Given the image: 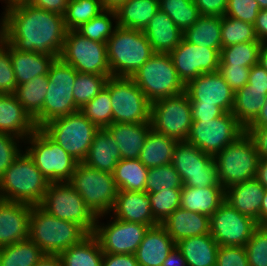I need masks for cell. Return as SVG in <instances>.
Here are the masks:
<instances>
[{"instance_id": "obj_58", "label": "cell", "mask_w": 267, "mask_h": 266, "mask_svg": "<svg viewBox=\"0 0 267 266\" xmlns=\"http://www.w3.org/2000/svg\"><path fill=\"white\" fill-rule=\"evenodd\" d=\"M225 112L216 105H191L193 121H203L220 117Z\"/></svg>"}, {"instance_id": "obj_13", "label": "cell", "mask_w": 267, "mask_h": 266, "mask_svg": "<svg viewBox=\"0 0 267 266\" xmlns=\"http://www.w3.org/2000/svg\"><path fill=\"white\" fill-rule=\"evenodd\" d=\"M245 133V128L231 112L212 120L193 121L186 142L205 154L215 156Z\"/></svg>"}, {"instance_id": "obj_45", "label": "cell", "mask_w": 267, "mask_h": 266, "mask_svg": "<svg viewBox=\"0 0 267 266\" xmlns=\"http://www.w3.org/2000/svg\"><path fill=\"white\" fill-rule=\"evenodd\" d=\"M222 48L245 42H260L253 24L222 16Z\"/></svg>"}, {"instance_id": "obj_10", "label": "cell", "mask_w": 267, "mask_h": 266, "mask_svg": "<svg viewBox=\"0 0 267 266\" xmlns=\"http://www.w3.org/2000/svg\"><path fill=\"white\" fill-rule=\"evenodd\" d=\"M77 71L60 57L55 58L48 71V91L42 108V126L51 120L75 113L80 109L73 97Z\"/></svg>"}, {"instance_id": "obj_2", "label": "cell", "mask_w": 267, "mask_h": 266, "mask_svg": "<svg viewBox=\"0 0 267 266\" xmlns=\"http://www.w3.org/2000/svg\"><path fill=\"white\" fill-rule=\"evenodd\" d=\"M49 184L33 159L22 151L0 177V199L37 206Z\"/></svg>"}, {"instance_id": "obj_55", "label": "cell", "mask_w": 267, "mask_h": 266, "mask_svg": "<svg viewBox=\"0 0 267 266\" xmlns=\"http://www.w3.org/2000/svg\"><path fill=\"white\" fill-rule=\"evenodd\" d=\"M251 67L219 66V72L234 92L243 88L249 79Z\"/></svg>"}, {"instance_id": "obj_5", "label": "cell", "mask_w": 267, "mask_h": 266, "mask_svg": "<svg viewBox=\"0 0 267 266\" xmlns=\"http://www.w3.org/2000/svg\"><path fill=\"white\" fill-rule=\"evenodd\" d=\"M69 184L96 216L111 212L118 194L113 174L77 163Z\"/></svg>"}, {"instance_id": "obj_60", "label": "cell", "mask_w": 267, "mask_h": 266, "mask_svg": "<svg viewBox=\"0 0 267 266\" xmlns=\"http://www.w3.org/2000/svg\"><path fill=\"white\" fill-rule=\"evenodd\" d=\"M102 266H139L135 254L104 253Z\"/></svg>"}, {"instance_id": "obj_64", "label": "cell", "mask_w": 267, "mask_h": 266, "mask_svg": "<svg viewBox=\"0 0 267 266\" xmlns=\"http://www.w3.org/2000/svg\"><path fill=\"white\" fill-rule=\"evenodd\" d=\"M255 178L267 189V159H259Z\"/></svg>"}, {"instance_id": "obj_24", "label": "cell", "mask_w": 267, "mask_h": 266, "mask_svg": "<svg viewBox=\"0 0 267 266\" xmlns=\"http://www.w3.org/2000/svg\"><path fill=\"white\" fill-rule=\"evenodd\" d=\"M265 190L254 178L225 189V201L259 225V212Z\"/></svg>"}, {"instance_id": "obj_47", "label": "cell", "mask_w": 267, "mask_h": 266, "mask_svg": "<svg viewBox=\"0 0 267 266\" xmlns=\"http://www.w3.org/2000/svg\"><path fill=\"white\" fill-rule=\"evenodd\" d=\"M107 79L103 75L77 72L73 88L76 106L81 109L92 100L105 87Z\"/></svg>"}, {"instance_id": "obj_41", "label": "cell", "mask_w": 267, "mask_h": 266, "mask_svg": "<svg viewBox=\"0 0 267 266\" xmlns=\"http://www.w3.org/2000/svg\"><path fill=\"white\" fill-rule=\"evenodd\" d=\"M112 102L109 94V78L105 87L79 111L99 129L112 124Z\"/></svg>"}, {"instance_id": "obj_19", "label": "cell", "mask_w": 267, "mask_h": 266, "mask_svg": "<svg viewBox=\"0 0 267 266\" xmlns=\"http://www.w3.org/2000/svg\"><path fill=\"white\" fill-rule=\"evenodd\" d=\"M220 51L189 43L182 38L169 55L179 79L186 85L201 74L219 71Z\"/></svg>"}, {"instance_id": "obj_49", "label": "cell", "mask_w": 267, "mask_h": 266, "mask_svg": "<svg viewBox=\"0 0 267 266\" xmlns=\"http://www.w3.org/2000/svg\"><path fill=\"white\" fill-rule=\"evenodd\" d=\"M151 210L154 219L161 224L181 204V189H165L156 193H149Z\"/></svg>"}, {"instance_id": "obj_65", "label": "cell", "mask_w": 267, "mask_h": 266, "mask_svg": "<svg viewBox=\"0 0 267 266\" xmlns=\"http://www.w3.org/2000/svg\"><path fill=\"white\" fill-rule=\"evenodd\" d=\"M247 127H267V96L258 116Z\"/></svg>"}, {"instance_id": "obj_4", "label": "cell", "mask_w": 267, "mask_h": 266, "mask_svg": "<svg viewBox=\"0 0 267 266\" xmlns=\"http://www.w3.org/2000/svg\"><path fill=\"white\" fill-rule=\"evenodd\" d=\"M112 77L131 78L154 54L143 30L117 26L106 42Z\"/></svg>"}, {"instance_id": "obj_21", "label": "cell", "mask_w": 267, "mask_h": 266, "mask_svg": "<svg viewBox=\"0 0 267 266\" xmlns=\"http://www.w3.org/2000/svg\"><path fill=\"white\" fill-rule=\"evenodd\" d=\"M31 207L0 199V248L28 239Z\"/></svg>"}, {"instance_id": "obj_35", "label": "cell", "mask_w": 267, "mask_h": 266, "mask_svg": "<svg viewBox=\"0 0 267 266\" xmlns=\"http://www.w3.org/2000/svg\"><path fill=\"white\" fill-rule=\"evenodd\" d=\"M177 143L176 139L151 129L145 139L139 160L148 169L170 164Z\"/></svg>"}, {"instance_id": "obj_61", "label": "cell", "mask_w": 267, "mask_h": 266, "mask_svg": "<svg viewBox=\"0 0 267 266\" xmlns=\"http://www.w3.org/2000/svg\"><path fill=\"white\" fill-rule=\"evenodd\" d=\"M69 0H28L31 6L64 16Z\"/></svg>"}, {"instance_id": "obj_26", "label": "cell", "mask_w": 267, "mask_h": 266, "mask_svg": "<svg viewBox=\"0 0 267 266\" xmlns=\"http://www.w3.org/2000/svg\"><path fill=\"white\" fill-rule=\"evenodd\" d=\"M31 116L14 94H7L0 102V133H8L22 141L36 130Z\"/></svg>"}, {"instance_id": "obj_25", "label": "cell", "mask_w": 267, "mask_h": 266, "mask_svg": "<svg viewBox=\"0 0 267 266\" xmlns=\"http://www.w3.org/2000/svg\"><path fill=\"white\" fill-rule=\"evenodd\" d=\"M176 243L159 224L146 232L138 246L135 257L139 266H162Z\"/></svg>"}, {"instance_id": "obj_69", "label": "cell", "mask_w": 267, "mask_h": 266, "mask_svg": "<svg viewBox=\"0 0 267 266\" xmlns=\"http://www.w3.org/2000/svg\"><path fill=\"white\" fill-rule=\"evenodd\" d=\"M104 9L116 10L126 0H100Z\"/></svg>"}, {"instance_id": "obj_23", "label": "cell", "mask_w": 267, "mask_h": 266, "mask_svg": "<svg viewBox=\"0 0 267 266\" xmlns=\"http://www.w3.org/2000/svg\"><path fill=\"white\" fill-rule=\"evenodd\" d=\"M175 243L180 240L210 234V217L177 208L160 224Z\"/></svg>"}, {"instance_id": "obj_36", "label": "cell", "mask_w": 267, "mask_h": 266, "mask_svg": "<svg viewBox=\"0 0 267 266\" xmlns=\"http://www.w3.org/2000/svg\"><path fill=\"white\" fill-rule=\"evenodd\" d=\"M222 17L201 15L184 33L183 38L189 43L221 50Z\"/></svg>"}, {"instance_id": "obj_56", "label": "cell", "mask_w": 267, "mask_h": 266, "mask_svg": "<svg viewBox=\"0 0 267 266\" xmlns=\"http://www.w3.org/2000/svg\"><path fill=\"white\" fill-rule=\"evenodd\" d=\"M245 132L252 139L260 159H267V127H246Z\"/></svg>"}, {"instance_id": "obj_46", "label": "cell", "mask_w": 267, "mask_h": 266, "mask_svg": "<svg viewBox=\"0 0 267 266\" xmlns=\"http://www.w3.org/2000/svg\"><path fill=\"white\" fill-rule=\"evenodd\" d=\"M113 20H117L115 10L105 9L87 23L82 24L76 31L83 37L96 42L106 43L117 27L116 21L113 24Z\"/></svg>"}, {"instance_id": "obj_68", "label": "cell", "mask_w": 267, "mask_h": 266, "mask_svg": "<svg viewBox=\"0 0 267 266\" xmlns=\"http://www.w3.org/2000/svg\"><path fill=\"white\" fill-rule=\"evenodd\" d=\"M258 65L267 71V42H263L258 55Z\"/></svg>"}, {"instance_id": "obj_59", "label": "cell", "mask_w": 267, "mask_h": 266, "mask_svg": "<svg viewBox=\"0 0 267 266\" xmlns=\"http://www.w3.org/2000/svg\"><path fill=\"white\" fill-rule=\"evenodd\" d=\"M247 84L249 89L265 90V96H267V71L258 64L253 65Z\"/></svg>"}, {"instance_id": "obj_27", "label": "cell", "mask_w": 267, "mask_h": 266, "mask_svg": "<svg viewBox=\"0 0 267 266\" xmlns=\"http://www.w3.org/2000/svg\"><path fill=\"white\" fill-rule=\"evenodd\" d=\"M117 142L121 159H139L145 139L151 131L148 123H112L105 128Z\"/></svg>"}, {"instance_id": "obj_30", "label": "cell", "mask_w": 267, "mask_h": 266, "mask_svg": "<svg viewBox=\"0 0 267 266\" xmlns=\"http://www.w3.org/2000/svg\"><path fill=\"white\" fill-rule=\"evenodd\" d=\"M9 55L17 85L29 82L37 76L48 75L49 67L55 60L53 55L19 51L11 44H9Z\"/></svg>"}, {"instance_id": "obj_72", "label": "cell", "mask_w": 267, "mask_h": 266, "mask_svg": "<svg viewBox=\"0 0 267 266\" xmlns=\"http://www.w3.org/2000/svg\"><path fill=\"white\" fill-rule=\"evenodd\" d=\"M7 95L6 92L0 91V102L2 101V99Z\"/></svg>"}, {"instance_id": "obj_44", "label": "cell", "mask_w": 267, "mask_h": 266, "mask_svg": "<svg viewBox=\"0 0 267 266\" xmlns=\"http://www.w3.org/2000/svg\"><path fill=\"white\" fill-rule=\"evenodd\" d=\"M100 0H69L64 14L67 31L76 30L104 11Z\"/></svg>"}, {"instance_id": "obj_50", "label": "cell", "mask_w": 267, "mask_h": 266, "mask_svg": "<svg viewBox=\"0 0 267 266\" xmlns=\"http://www.w3.org/2000/svg\"><path fill=\"white\" fill-rule=\"evenodd\" d=\"M249 266H267V225H258L245 245Z\"/></svg>"}, {"instance_id": "obj_39", "label": "cell", "mask_w": 267, "mask_h": 266, "mask_svg": "<svg viewBox=\"0 0 267 266\" xmlns=\"http://www.w3.org/2000/svg\"><path fill=\"white\" fill-rule=\"evenodd\" d=\"M148 170L139 159H121L113 172L118 190L145 191Z\"/></svg>"}, {"instance_id": "obj_42", "label": "cell", "mask_w": 267, "mask_h": 266, "mask_svg": "<svg viewBox=\"0 0 267 266\" xmlns=\"http://www.w3.org/2000/svg\"><path fill=\"white\" fill-rule=\"evenodd\" d=\"M159 8L183 33L201 16L193 0H159Z\"/></svg>"}, {"instance_id": "obj_37", "label": "cell", "mask_w": 267, "mask_h": 266, "mask_svg": "<svg viewBox=\"0 0 267 266\" xmlns=\"http://www.w3.org/2000/svg\"><path fill=\"white\" fill-rule=\"evenodd\" d=\"M103 251L93 234L59 254L63 266H102Z\"/></svg>"}, {"instance_id": "obj_51", "label": "cell", "mask_w": 267, "mask_h": 266, "mask_svg": "<svg viewBox=\"0 0 267 266\" xmlns=\"http://www.w3.org/2000/svg\"><path fill=\"white\" fill-rule=\"evenodd\" d=\"M17 88L9 43L0 35V91L14 94Z\"/></svg>"}, {"instance_id": "obj_53", "label": "cell", "mask_w": 267, "mask_h": 266, "mask_svg": "<svg viewBox=\"0 0 267 266\" xmlns=\"http://www.w3.org/2000/svg\"><path fill=\"white\" fill-rule=\"evenodd\" d=\"M19 140L14 135L0 133V177L23 151L19 148Z\"/></svg>"}, {"instance_id": "obj_63", "label": "cell", "mask_w": 267, "mask_h": 266, "mask_svg": "<svg viewBox=\"0 0 267 266\" xmlns=\"http://www.w3.org/2000/svg\"><path fill=\"white\" fill-rule=\"evenodd\" d=\"M162 266H187V262L181 251L175 246L164 260Z\"/></svg>"}, {"instance_id": "obj_7", "label": "cell", "mask_w": 267, "mask_h": 266, "mask_svg": "<svg viewBox=\"0 0 267 266\" xmlns=\"http://www.w3.org/2000/svg\"><path fill=\"white\" fill-rule=\"evenodd\" d=\"M25 140L31 144L25 151L50 183L70 181L78 162L58 143L41 128H36Z\"/></svg>"}, {"instance_id": "obj_29", "label": "cell", "mask_w": 267, "mask_h": 266, "mask_svg": "<svg viewBox=\"0 0 267 266\" xmlns=\"http://www.w3.org/2000/svg\"><path fill=\"white\" fill-rule=\"evenodd\" d=\"M121 154L117 142L105 129H99L83 163L91 168L113 174Z\"/></svg>"}, {"instance_id": "obj_52", "label": "cell", "mask_w": 267, "mask_h": 266, "mask_svg": "<svg viewBox=\"0 0 267 266\" xmlns=\"http://www.w3.org/2000/svg\"><path fill=\"white\" fill-rule=\"evenodd\" d=\"M260 10L256 0H228L224 16L254 24Z\"/></svg>"}, {"instance_id": "obj_57", "label": "cell", "mask_w": 267, "mask_h": 266, "mask_svg": "<svg viewBox=\"0 0 267 266\" xmlns=\"http://www.w3.org/2000/svg\"><path fill=\"white\" fill-rule=\"evenodd\" d=\"M228 0H193L201 15L224 16Z\"/></svg>"}, {"instance_id": "obj_34", "label": "cell", "mask_w": 267, "mask_h": 266, "mask_svg": "<svg viewBox=\"0 0 267 266\" xmlns=\"http://www.w3.org/2000/svg\"><path fill=\"white\" fill-rule=\"evenodd\" d=\"M47 75L37 76L24 84L17 85L14 95L31 116L37 128L42 127V108L48 89Z\"/></svg>"}, {"instance_id": "obj_62", "label": "cell", "mask_w": 267, "mask_h": 266, "mask_svg": "<svg viewBox=\"0 0 267 266\" xmlns=\"http://www.w3.org/2000/svg\"><path fill=\"white\" fill-rule=\"evenodd\" d=\"M255 32L260 42H267V9L260 10L254 22Z\"/></svg>"}, {"instance_id": "obj_48", "label": "cell", "mask_w": 267, "mask_h": 266, "mask_svg": "<svg viewBox=\"0 0 267 266\" xmlns=\"http://www.w3.org/2000/svg\"><path fill=\"white\" fill-rule=\"evenodd\" d=\"M183 182L172 163L148 170L145 192L156 193L165 189H182Z\"/></svg>"}, {"instance_id": "obj_16", "label": "cell", "mask_w": 267, "mask_h": 266, "mask_svg": "<svg viewBox=\"0 0 267 266\" xmlns=\"http://www.w3.org/2000/svg\"><path fill=\"white\" fill-rule=\"evenodd\" d=\"M60 58L77 72L112 77L106 43L83 37L76 30L67 31Z\"/></svg>"}, {"instance_id": "obj_15", "label": "cell", "mask_w": 267, "mask_h": 266, "mask_svg": "<svg viewBox=\"0 0 267 266\" xmlns=\"http://www.w3.org/2000/svg\"><path fill=\"white\" fill-rule=\"evenodd\" d=\"M150 122L154 131L178 142L186 141L193 122L188 95L184 92L152 102Z\"/></svg>"}, {"instance_id": "obj_43", "label": "cell", "mask_w": 267, "mask_h": 266, "mask_svg": "<svg viewBox=\"0 0 267 266\" xmlns=\"http://www.w3.org/2000/svg\"><path fill=\"white\" fill-rule=\"evenodd\" d=\"M262 42H245L221 48L219 66L252 67L258 64Z\"/></svg>"}, {"instance_id": "obj_32", "label": "cell", "mask_w": 267, "mask_h": 266, "mask_svg": "<svg viewBox=\"0 0 267 266\" xmlns=\"http://www.w3.org/2000/svg\"><path fill=\"white\" fill-rule=\"evenodd\" d=\"M159 9V0H126L115 10L117 26L144 30Z\"/></svg>"}, {"instance_id": "obj_6", "label": "cell", "mask_w": 267, "mask_h": 266, "mask_svg": "<svg viewBox=\"0 0 267 266\" xmlns=\"http://www.w3.org/2000/svg\"><path fill=\"white\" fill-rule=\"evenodd\" d=\"M131 79L152 103L185 92L169 54L154 53Z\"/></svg>"}, {"instance_id": "obj_66", "label": "cell", "mask_w": 267, "mask_h": 266, "mask_svg": "<svg viewBox=\"0 0 267 266\" xmlns=\"http://www.w3.org/2000/svg\"><path fill=\"white\" fill-rule=\"evenodd\" d=\"M35 266H63L59 255L45 254Z\"/></svg>"}, {"instance_id": "obj_12", "label": "cell", "mask_w": 267, "mask_h": 266, "mask_svg": "<svg viewBox=\"0 0 267 266\" xmlns=\"http://www.w3.org/2000/svg\"><path fill=\"white\" fill-rule=\"evenodd\" d=\"M172 165L179 173L183 186L200 189L223 187L218 180L217 164L213 156L205 154L186 141L176 144Z\"/></svg>"}, {"instance_id": "obj_8", "label": "cell", "mask_w": 267, "mask_h": 266, "mask_svg": "<svg viewBox=\"0 0 267 266\" xmlns=\"http://www.w3.org/2000/svg\"><path fill=\"white\" fill-rule=\"evenodd\" d=\"M213 158L217 164L218 180L224 190L254 179L260 159L252 139L246 132Z\"/></svg>"}, {"instance_id": "obj_54", "label": "cell", "mask_w": 267, "mask_h": 266, "mask_svg": "<svg viewBox=\"0 0 267 266\" xmlns=\"http://www.w3.org/2000/svg\"><path fill=\"white\" fill-rule=\"evenodd\" d=\"M216 266H249L245 247L219 246Z\"/></svg>"}, {"instance_id": "obj_17", "label": "cell", "mask_w": 267, "mask_h": 266, "mask_svg": "<svg viewBox=\"0 0 267 266\" xmlns=\"http://www.w3.org/2000/svg\"><path fill=\"white\" fill-rule=\"evenodd\" d=\"M252 218L239 213L225 200L210 216V234L219 246H243L257 227Z\"/></svg>"}, {"instance_id": "obj_70", "label": "cell", "mask_w": 267, "mask_h": 266, "mask_svg": "<svg viewBox=\"0 0 267 266\" xmlns=\"http://www.w3.org/2000/svg\"><path fill=\"white\" fill-rule=\"evenodd\" d=\"M4 1H6L5 3L7 4L5 9H7L11 6L17 5V4L28 2V0H4Z\"/></svg>"}, {"instance_id": "obj_40", "label": "cell", "mask_w": 267, "mask_h": 266, "mask_svg": "<svg viewBox=\"0 0 267 266\" xmlns=\"http://www.w3.org/2000/svg\"><path fill=\"white\" fill-rule=\"evenodd\" d=\"M45 253L31 240L0 248V266H35Z\"/></svg>"}, {"instance_id": "obj_11", "label": "cell", "mask_w": 267, "mask_h": 266, "mask_svg": "<svg viewBox=\"0 0 267 266\" xmlns=\"http://www.w3.org/2000/svg\"><path fill=\"white\" fill-rule=\"evenodd\" d=\"M39 206L56 218L79 224L89 234L94 232L97 216L69 182L50 183Z\"/></svg>"}, {"instance_id": "obj_20", "label": "cell", "mask_w": 267, "mask_h": 266, "mask_svg": "<svg viewBox=\"0 0 267 266\" xmlns=\"http://www.w3.org/2000/svg\"><path fill=\"white\" fill-rule=\"evenodd\" d=\"M191 105H216L232 112L235 92L219 71L205 73L185 85Z\"/></svg>"}, {"instance_id": "obj_71", "label": "cell", "mask_w": 267, "mask_h": 266, "mask_svg": "<svg viewBox=\"0 0 267 266\" xmlns=\"http://www.w3.org/2000/svg\"><path fill=\"white\" fill-rule=\"evenodd\" d=\"M261 10L267 9V0H256Z\"/></svg>"}, {"instance_id": "obj_1", "label": "cell", "mask_w": 267, "mask_h": 266, "mask_svg": "<svg viewBox=\"0 0 267 266\" xmlns=\"http://www.w3.org/2000/svg\"><path fill=\"white\" fill-rule=\"evenodd\" d=\"M0 35L15 49L60 57L67 29L64 16L21 3L5 9Z\"/></svg>"}, {"instance_id": "obj_22", "label": "cell", "mask_w": 267, "mask_h": 266, "mask_svg": "<svg viewBox=\"0 0 267 266\" xmlns=\"http://www.w3.org/2000/svg\"><path fill=\"white\" fill-rule=\"evenodd\" d=\"M114 217L122 221L142 223L154 227L159 223L154 219L148 193L118 190L114 206Z\"/></svg>"}, {"instance_id": "obj_38", "label": "cell", "mask_w": 267, "mask_h": 266, "mask_svg": "<svg viewBox=\"0 0 267 266\" xmlns=\"http://www.w3.org/2000/svg\"><path fill=\"white\" fill-rule=\"evenodd\" d=\"M265 102V90L249 89V85L246 84L235 92L231 113L246 128L258 116Z\"/></svg>"}, {"instance_id": "obj_9", "label": "cell", "mask_w": 267, "mask_h": 266, "mask_svg": "<svg viewBox=\"0 0 267 266\" xmlns=\"http://www.w3.org/2000/svg\"><path fill=\"white\" fill-rule=\"evenodd\" d=\"M41 129L78 163L85 160L99 130L80 111L51 120Z\"/></svg>"}, {"instance_id": "obj_67", "label": "cell", "mask_w": 267, "mask_h": 266, "mask_svg": "<svg viewBox=\"0 0 267 266\" xmlns=\"http://www.w3.org/2000/svg\"><path fill=\"white\" fill-rule=\"evenodd\" d=\"M259 225H267V189L264 192V198L259 212Z\"/></svg>"}, {"instance_id": "obj_31", "label": "cell", "mask_w": 267, "mask_h": 266, "mask_svg": "<svg viewBox=\"0 0 267 266\" xmlns=\"http://www.w3.org/2000/svg\"><path fill=\"white\" fill-rule=\"evenodd\" d=\"M225 200L223 187L195 188L183 186L180 207L194 213L211 216Z\"/></svg>"}, {"instance_id": "obj_28", "label": "cell", "mask_w": 267, "mask_h": 266, "mask_svg": "<svg viewBox=\"0 0 267 266\" xmlns=\"http://www.w3.org/2000/svg\"><path fill=\"white\" fill-rule=\"evenodd\" d=\"M154 53L169 54L178 46L183 38V32L172 19L160 9L143 30Z\"/></svg>"}, {"instance_id": "obj_3", "label": "cell", "mask_w": 267, "mask_h": 266, "mask_svg": "<svg viewBox=\"0 0 267 266\" xmlns=\"http://www.w3.org/2000/svg\"><path fill=\"white\" fill-rule=\"evenodd\" d=\"M89 233L79 224L56 218L39 205L31 207L28 239L45 254L59 255Z\"/></svg>"}, {"instance_id": "obj_33", "label": "cell", "mask_w": 267, "mask_h": 266, "mask_svg": "<svg viewBox=\"0 0 267 266\" xmlns=\"http://www.w3.org/2000/svg\"><path fill=\"white\" fill-rule=\"evenodd\" d=\"M176 246L186 259L187 266H216L219 245L211 234L180 240Z\"/></svg>"}, {"instance_id": "obj_14", "label": "cell", "mask_w": 267, "mask_h": 266, "mask_svg": "<svg viewBox=\"0 0 267 266\" xmlns=\"http://www.w3.org/2000/svg\"><path fill=\"white\" fill-rule=\"evenodd\" d=\"M112 123L150 122L151 102L137 84L127 77H110Z\"/></svg>"}, {"instance_id": "obj_18", "label": "cell", "mask_w": 267, "mask_h": 266, "mask_svg": "<svg viewBox=\"0 0 267 266\" xmlns=\"http://www.w3.org/2000/svg\"><path fill=\"white\" fill-rule=\"evenodd\" d=\"M99 218L101 217L97 216L92 234L97 238L103 253L135 254L150 228L142 223L122 221L113 215L111 219L114 220L104 225L99 224Z\"/></svg>"}]
</instances>
